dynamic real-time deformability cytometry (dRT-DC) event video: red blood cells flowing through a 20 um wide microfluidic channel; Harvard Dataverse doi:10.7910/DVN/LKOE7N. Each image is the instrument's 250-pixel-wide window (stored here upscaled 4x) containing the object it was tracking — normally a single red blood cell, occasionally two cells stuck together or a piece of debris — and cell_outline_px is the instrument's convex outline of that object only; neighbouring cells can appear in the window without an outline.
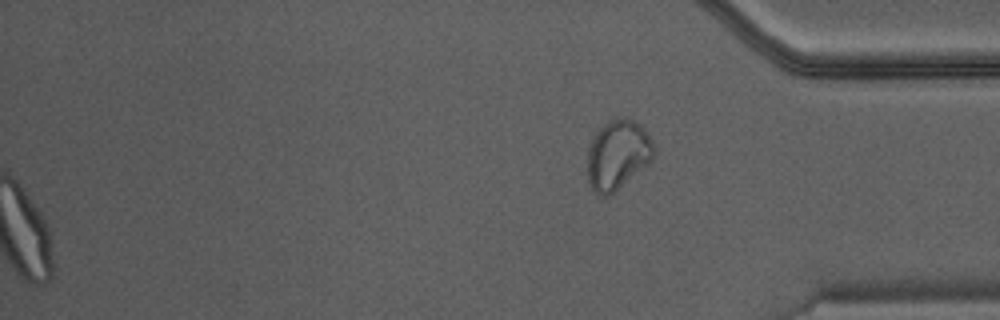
{"species": "Egyptian fruit bat (a non-hibernating species)", "species_latin": "Rousettus aegyptiacus", "temperature_condition": "warm", "stored_images_in_passage": 47, "segment_of_instrument_passage": [2, 2], "camera_frame_rate_fps": 3000, "um_per_image_px": 0.085, "animal": {"sex": "male"}, "frame": {"image": 1, "passage_image": 47, "time_ms": 15.333, "image_size_px": [1000, 320], "cell_outline_px": [[656, 156], [652, 160], [608, 196], [600, 196], [592, 188], [588, 180], [588, 148], [592, 136], [608, 120], [624, 116], [640, 124], [644, 128], [652, 140], [656, 148]], "centroid_in_image_um": [52.52, 13.11], "position_along_channel_um": 382.7, "area_um2": 26.93}}